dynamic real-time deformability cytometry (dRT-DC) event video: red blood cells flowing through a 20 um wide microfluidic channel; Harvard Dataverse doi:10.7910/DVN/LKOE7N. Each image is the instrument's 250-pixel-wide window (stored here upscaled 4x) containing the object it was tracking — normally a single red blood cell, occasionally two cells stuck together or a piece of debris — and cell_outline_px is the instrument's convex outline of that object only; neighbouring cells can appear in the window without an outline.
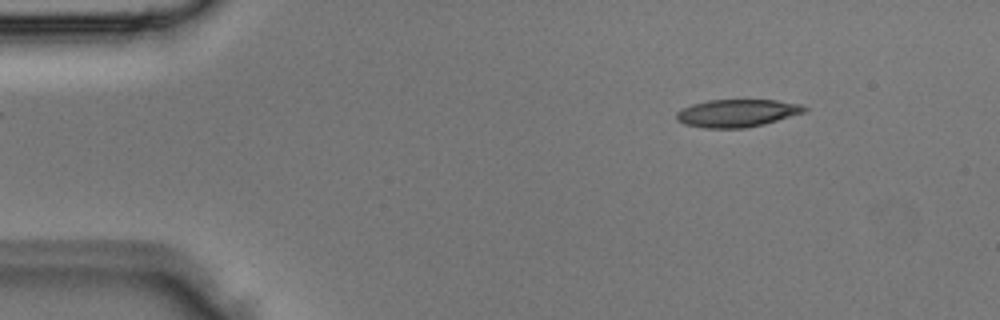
{"species": "Egyptian fruit bat (a non-hibernating species)", "species_latin": "Rousettus aegyptiacus", "temperature_condition": "room temperature", "stored_images_in_passage": 3, "camera_frame_rate_fps": 3000, "um_per_image_px": 0.085, "animal": {"sex": "male"}, "frame": {"image": 1, "passage_image": 1, "time_ms": 0.0, "image_size_px": [1000, 320], "cell_outline_px": [[808, 108], [804, 112], [764, 124], [744, 128], [704, 128], [684, 124], [676, 120], [676, 112], [692, 104], [708, 100], [776, 100], [804, 104]], "centroid_in_image_um": [62.65, 9.61], "position_along_channel_um": 22.3, "area_um2": 20.63}}
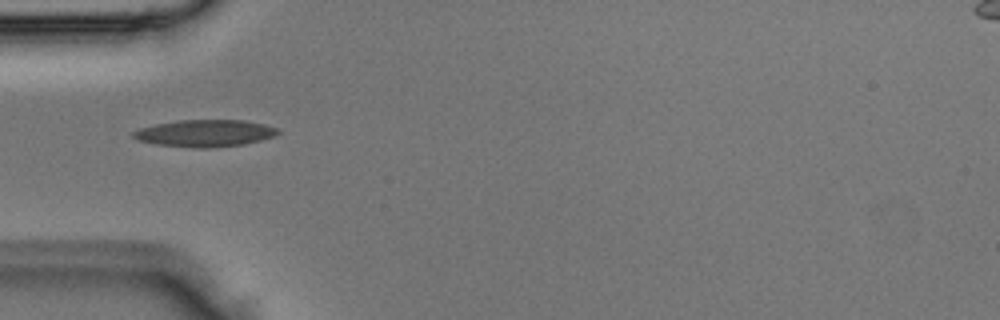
{"frame": {"image": 2, "passage_image": 3, "time_ms": 0.667, "image_size_px": [1000, 320], "cell_outline_px": [[280, 132], [276, 136], [244, 144], [208, 148], [196, 148], [156, 144], [136, 140], [132, 136], [132, 132], [140, 128], [156, 124], [180, 120], [244, 120], [264, 124], [276, 128]], "centroid_in_image_um": [17.41, 11.32], "position_along_channel_um": 67.6, "area_um2": 22.72}}